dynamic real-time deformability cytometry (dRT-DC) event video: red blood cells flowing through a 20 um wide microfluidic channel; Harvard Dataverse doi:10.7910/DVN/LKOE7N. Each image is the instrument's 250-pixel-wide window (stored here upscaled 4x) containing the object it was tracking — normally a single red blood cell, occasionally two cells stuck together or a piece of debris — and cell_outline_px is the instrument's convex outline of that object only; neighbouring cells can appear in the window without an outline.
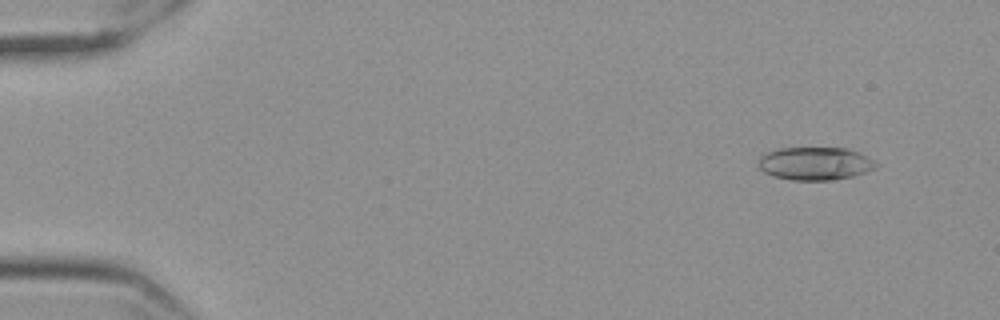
{"species": "Egyptian fruit bat (a non-hibernating species)", "species_latin": "Rousettus aegyptiacus", "temperature_condition": "cold", "stored_images_in_passage": 54, "camera_frame_rate_fps": 3000, "um_per_image_px": 0.085, "frame": {"image": 1, "passage_image": 1, "time_ms": 0.0, "image_size_px": [1000, 320], "cell_outline_px": [[880, 164], [876, 168], [868, 172], [852, 176], [832, 180], [792, 180], [772, 176], [764, 172], [756, 164], [756, 160], [764, 152], [780, 148], [844, 148], [860, 152], [868, 156]], "centroid_in_image_um": [69.28, 13.9], "position_along_channel_um": 15.7, "area_um2": 23.06}}
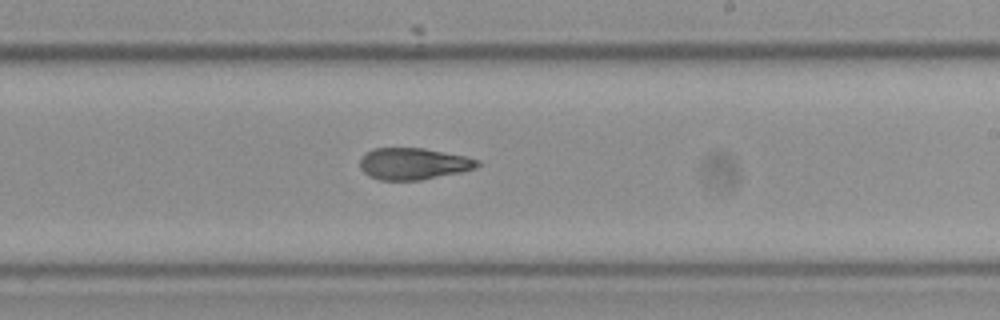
{"frame": {"image": 2, "passage_image": 31, "time_ms": 10.0, "image_size_px": [1000, 320], "cell_outline_px": [[480, 164], [476, 168], [460, 172], [420, 180], [380, 180], [368, 176], [360, 168], [360, 160], [372, 148], [424, 148], [464, 156], [480, 160]], "centroid_in_image_um": [35.14, 13.92], "position_along_channel_um": 253.9, "area_um2": 21.56}}
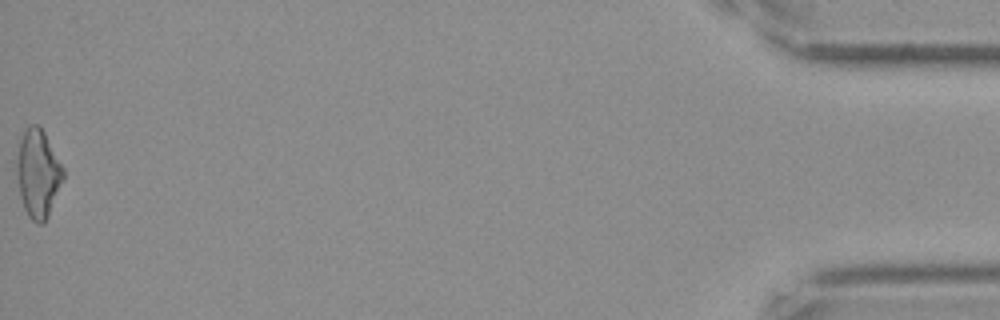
{"frame": {"image": 3, "passage_image": 54, "time_ms": 17.667, "image_size_px": [1000, 320], "cell_outline_px": [[64, 176], [48, 216], [44, 224], [36, 224], [28, 216], [24, 208], [20, 196], [12, 168], [12, 160], [24, 128], [28, 124], [36, 124], [44, 132], [64, 168]], "centroid_in_image_um": [3.14, 14.71], "position_along_channel_um": 432.1, "area_um2": 24.8}, "authors_computed_cell_mechanics": {"area_um2": 22.3108, "velocity_mm_per_s": 3.5468, "shape_relaxation_time_tau1_ms": null, "shape_relaxation_time_tau2_ms": 4.2788, "deformation_change_tau1": null, "deformation_change_tau2": 0.1262}}